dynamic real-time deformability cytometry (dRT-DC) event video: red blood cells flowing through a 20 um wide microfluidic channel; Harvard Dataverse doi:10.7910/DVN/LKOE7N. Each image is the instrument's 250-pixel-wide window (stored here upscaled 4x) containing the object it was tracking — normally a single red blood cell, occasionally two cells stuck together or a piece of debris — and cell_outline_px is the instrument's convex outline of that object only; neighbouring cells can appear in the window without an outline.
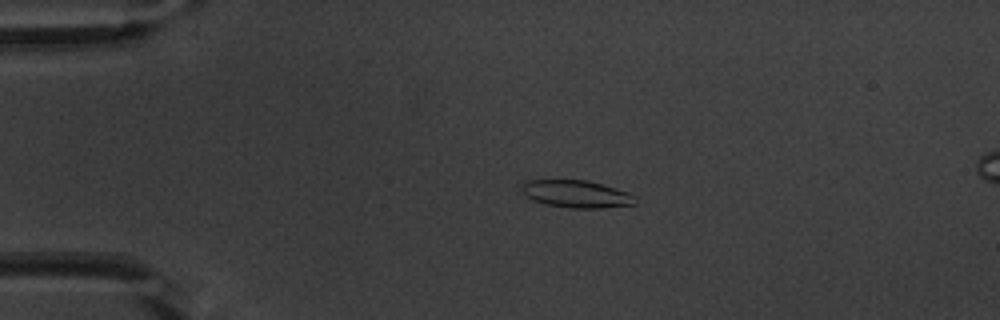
{"species": "common noctule bat (a hibernating species)", "species_latin": "Nyctalus noctula", "temperature_condition": "warm", "stored_images_in_passage": 46, "camera_frame_rate_fps": 3000, "um_per_image_px": 0.085, "animal": {"sex": "male", "body_mass_g": 20.1, "forearm_length_mm": 53.5}, "frame": {"image": 1, "passage_image": 5, "time_ms": 1.333, "image_size_px": [1000, 320], "cell_outline_px": [[636, 204], [600, 208], [568, 208], [544, 204], [532, 200], [524, 196], [520, 192], [520, 184], [524, 180], [588, 180], [624, 192], [632, 196], [636, 200]], "centroid_in_image_um": [48.84, 16.49], "position_along_channel_um": 36.2, "area_um2": 18.15}}
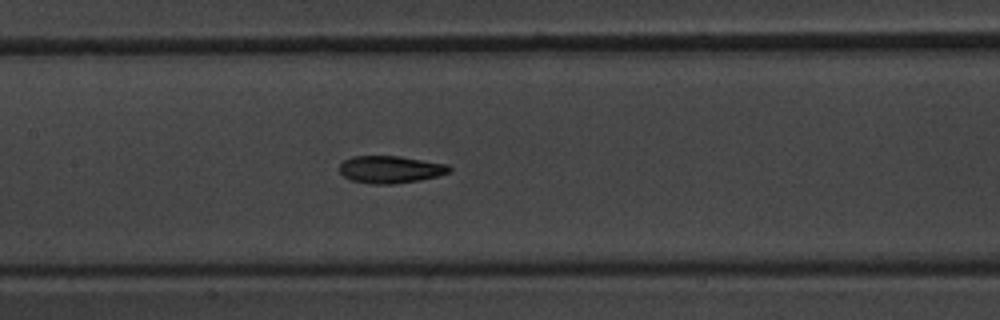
{"frame": {"image": 2, "passage_image": 19, "time_ms": 6.0, "image_size_px": [1000, 320], "cell_outline_px": [[452, 168], [448, 172], [436, 176], [420, 180], [392, 184], [372, 184], [352, 180], [344, 176], [340, 172], [340, 164], [344, 160], [352, 156], [400, 156], [448, 164]], "centroid_in_image_um": [33.18, 14.39], "position_along_channel_um": 174.2, "area_um2": 17.4}}
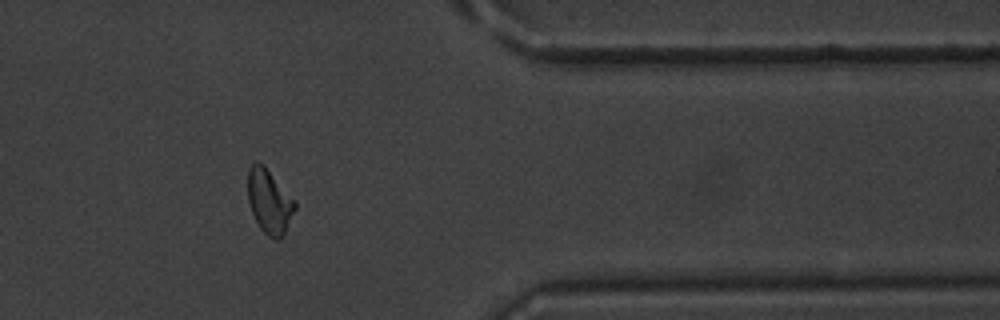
{"frame": {"image": 3, "passage_image": 37, "time_ms": 12.0, "image_size_px": [1000, 320], "cell_outline_px": [[296, 208], [284, 236], [280, 240], [276, 240], [268, 236], [260, 228], [252, 212], [248, 200], [248, 168], [256, 160], [264, 164], [296, 200]], "centroid_in_image_um": [22.92, 17.11], "position_along_channel_um": 388.5, "area_um2": 17.98}, "authors_computed_cell_mechanics": {"area_um2": 17.629, "velocity_mm_per_s": 3.8355, "shape_relaxation_time_tau1_ms": 4.4869, "shape_relaxation_time_tau2_ms": 2.2982, "deformation_change_tau1": 0.1525, "deformation_change_tau2": 0.07}}